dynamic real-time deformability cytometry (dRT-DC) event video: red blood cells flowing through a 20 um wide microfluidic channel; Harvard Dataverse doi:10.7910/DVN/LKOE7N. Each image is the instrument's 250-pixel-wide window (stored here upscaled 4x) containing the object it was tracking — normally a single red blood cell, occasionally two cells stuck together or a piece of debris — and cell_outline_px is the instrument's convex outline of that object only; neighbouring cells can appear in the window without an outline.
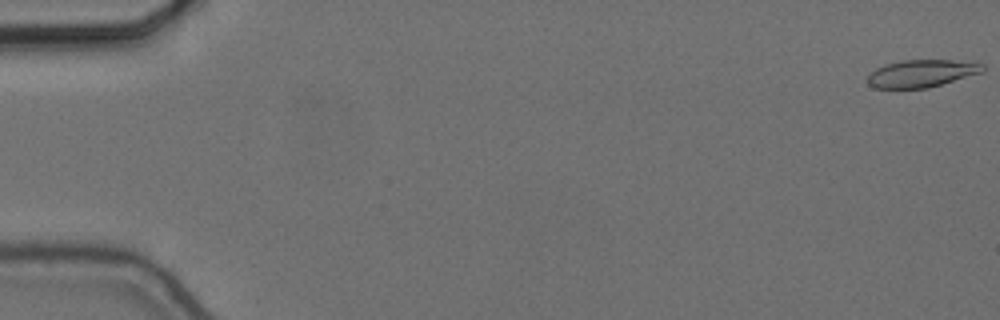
{"species": "common noctule bat (a hibernating species)", "species_latin": "Nyctalus noctula", "temperature_condition": "cold", "stored_images_in_passage": 57, "camera_frame_rate_fps": 3000, "um_per_image_px": 0.085, "animal": {"sex": "female", "body_mass_g": 24.6, "forearm_length_mm": 56.2}, "frame": {"image": 1, "passage_image": 1, "time_ms": 0.0, "image_size_px": [1000, 320], "cell_outline_px": [[984, 72], [928, 88], [872, 88], [868, 84], [868, 76], [876, 68], [884, 64], [900, 60], [952, 60], [984, 64]], "centroid_in_image_um": [78.32, 6.24], "position_along_channel_um": 6.7, "area_um2": 18.44}}
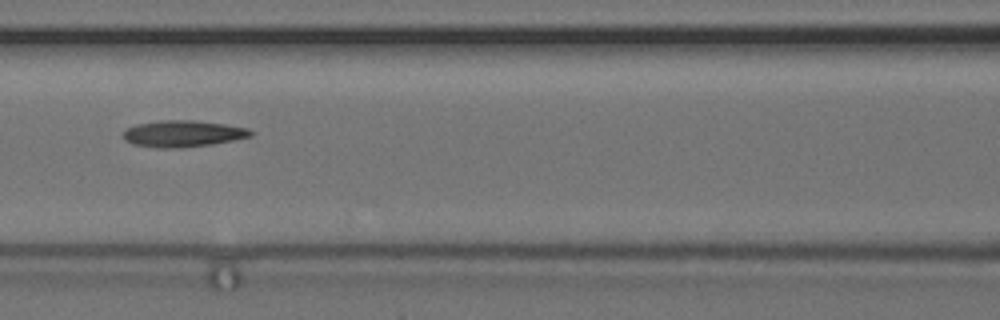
{"frame": {"image": 2, "passage_image": 26, "time_ms": 8.333, "image_size_px": [1000, 320], "cell_outline_px": [[252, 136], [212, 144], [180, 148], [156, 148], [132, 144], [124, 140], [124, 132], [128, 128], [136, 124], [160, 120], [192, 120], [224, 124], [248, 128], [252, 132]], "centroid_in_image_um": [15.52, 11.36], "position_along_channel_um": 151.1, "area_um2": 19.65}}
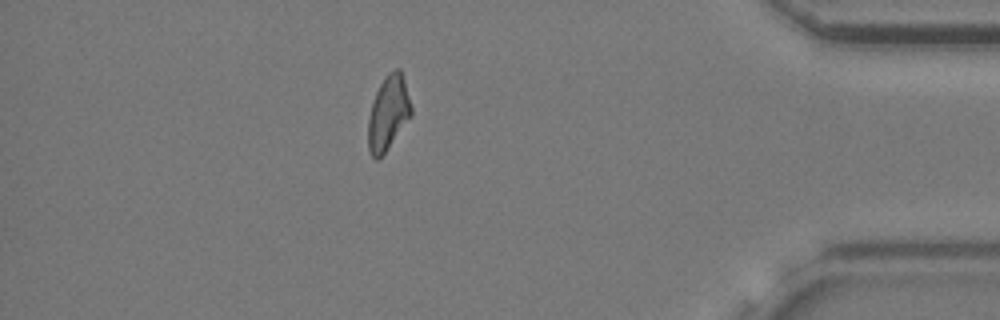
{"frame": {"image": 3, "passage_image": 50, "time_ms": 16.333, "image_size_px": [1000, 320], "cell_outline_px": [[412, 116], [384, 152], [376, 160], [372, 156], [368, 148], [368, 116], [376, 92], [384, 76], [388, 72], [396, 68], [400, 68], [404, 80], [412, 108]], "centroid_in_image_um": [33.0, 9.57], "position_along_channel_um": 402.2, "area_um2": 18.5}, "authors_computed_cell_mechanics": {"area_um2": 19.074, "velocity_mm_per_s": 3.6509, "shape_relaxation_time_tau1_ms": 3.497, "shape_relaxation_time_tau2_ms": 3.5245, "deformation_change_tau1": 0.1169, "deformation_change_tau2": 0.107}}